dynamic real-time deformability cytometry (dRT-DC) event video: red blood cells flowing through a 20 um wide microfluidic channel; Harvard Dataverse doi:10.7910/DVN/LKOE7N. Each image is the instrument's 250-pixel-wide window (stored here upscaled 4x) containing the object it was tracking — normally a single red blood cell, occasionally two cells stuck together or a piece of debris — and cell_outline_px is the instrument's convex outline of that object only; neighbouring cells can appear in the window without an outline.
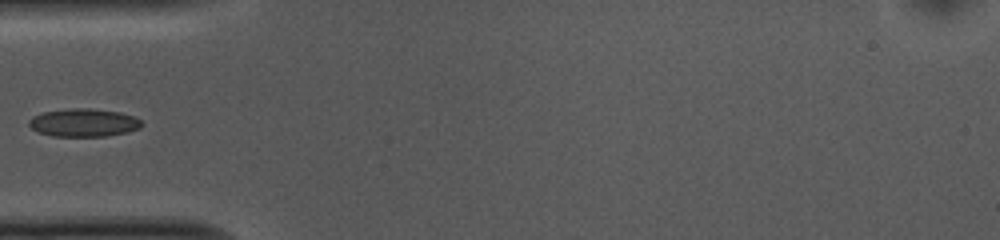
{"species": "common noctule bat (a hibernating species)", "species_latin": "Nyctalus noctula", "temperature_condition": "cold", "stored_images_in_passage": 37, "camera_frame_rate_fps": 3000, "um_per_image_px": 0.085, "animal": {"sex": "female", "body_mass_g": 10.0, "forearm_length_mm": 53.1}, "frame": {"image": 1, "passage_image": 1, "time_ms": 0.0, "image_size_px": [1000, 240], "cell_outline_px": [[144, 124], [140, 128], [128, 132], [108, 136], [52, 136], [40, 132], [32, 128], [28, 124], [28, 120], [32, 116], [44, 112], [72, 108], [88, 108], [120, 112], [132, 116], [140, 120]], "centroid_in_image_um": [7.13, 10.43], "position_along_channel_um": 77.9, "area_um2": 18.38}}
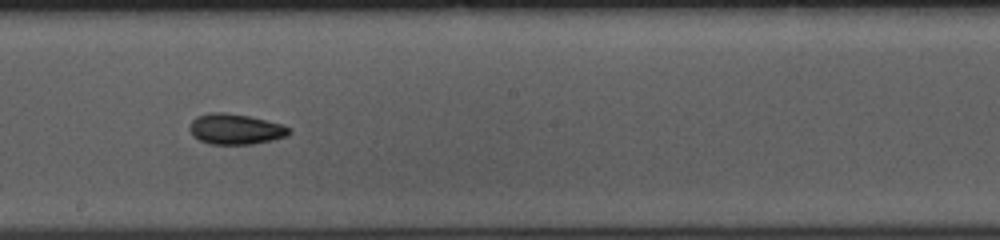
{"frame": {"image": 2, "passage_image": 13, "time_ms": 4.0, "image_size_px": [1000, 240], "cell_outline_px": [[292, 132], [288, 136], [272, 140], [252, 144], [208, 144], [192, 136], [188, 128], [192, 120], [196, 116], [208, 112], [224, 112], [248, 116], [280, 124], [288, 128]], "centroid_in_image_um": [19.96, 10.97], "position_along_channel_um": 228.2, "area_um2": 17.74}}
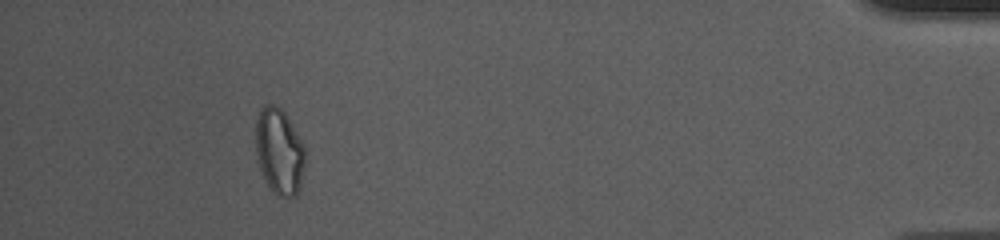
{"frame": {"image": 3, "passage_image": 33, "time_ms": 10.667, "image_size_px": [1000, 240], "cell_outline_px": [[308, 156], [300, 184], [296, 196], [276, 196], [268, 184], [260, 168], [256, 152], [256, 120], [260, 112], [268, 104], [272, 104], [280, 108], [284, 112], [292, 124], [304, 144]], "centroid_in_image_um": [23.78, 12.88], "position_along_channel_um": 411.4, "area_um2": 24.74}}